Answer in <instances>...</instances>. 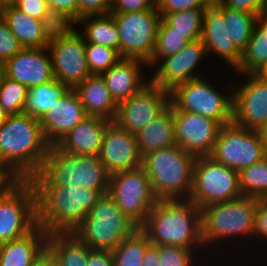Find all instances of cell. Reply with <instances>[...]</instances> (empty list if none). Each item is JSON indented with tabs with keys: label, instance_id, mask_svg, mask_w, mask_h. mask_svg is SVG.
I'll use <instances>...</instances> for the list:
<instances>
[{
	"label": "cell",
	"instance_id": "cell-30",
	"mask_svg": "<svg viewBox=\"0 0 267 266\" xmlns=\"http://www.w3.org/2000/svg\"><path fill=\"white\" fill-rule=\"evenodd\" d=\"M47 249L62 266H86L91 248L73 233H54L48 234Z\"/></svg>",
	"mask_w": 267,
	"mask_h": 266
},
{
	"label": "cell",
	"instance_id": "cell-57",
	"mask_svg": "<svg viewBox=\"0 0 267 266\" xmlns=\"http://www.w3.org/2000/svg\"><path fill=\"white\" fill-rule=\"evenodd\" d=\"M8 118V114L5 112L4 108L0 104V125L3 124Z\"/></svg>",
	"mask_w": 267,
	"mask_h": 266
},
{
	"label": "cell",
	"instance_id": "cell-3",
	"mask_svg": "<svg viewBox=\"0 0 267 266\" xmlns=\"http://www.w3.org/2000/svg\"><path fill=\"white\" fill-rule=\"evenodd\" d=\"M37 225L48 234L73 233L97 200L108 190L84 187L35 186Z\"/></svg>",
	"mask_w": 267,
	"mask_h": 266
},
{
	"label": "cell",
	"instance_id": "cell-20",
	"mask_svg": "<svg viewBox=\"0 0 267 266\" xmlns=\"http://www.w3.org/2000/svg\"><path fill=\"white\" fill-rule=\"evenodd\" d=\"M201 40L206 47L207 54L215 53V56L224 60L226 66L229 65L234 70L239 66L242 51L231 39L225 23L224 5L214 0L204 12Z\"/></svg>",
	"mask_w": 267,
	"mask_h": 266
},
{
	"label": "cell",
	"instance_id": "cell-15",
	"mask_svg": "<svg viewBox=\"0 0 267 266\" xmlns=\"http://www.w3.org/2000/svg\"><path fill=\"white\" fill-rule=\"evenodd\" d=\"M170 105V92L149 82L138 93L118 103L113 122L137 135Z\"/></svg>",
	"mask_w": 267,
	"mask_h": 266
},
{
	"label": "cell",
	"instance_id": "cell-29",
	"mask_svg": "<svg viewBox=\"0 0 267 266\" xmlns=\"http://www.w3.org/2000/svg\"><path fill=\"white\" fill-rule=\"evenodd\" d=\"M76 24H81L84 28L79 32L85 43L105 45L119 52V33L111 13L83 16L74 23L75 26Z\"/></svg>",
	"mask_w": 267,
	"mask_h": 266
},
{
	"label": "cell",
	"instance_id": "cell-9",
	"mask_svg": "<svg viewBox=\"0 0 267 266\" xmlns=\"http://www.w3.org/2000/svg\"><path fill=\"white\" fill-rule=\"evenodd\" d=\"M239 172L210 156L196 157L190 200L199 208L242 197Z\"/></svg>",
	"mask_w": 267,
	"mask_h": 266
},
{
	"label": "cell",
	"instance_id": "cell-27",
	"mask_svg": "<svg viewBox=\"0 0 267 266\" xmlns=\"http://www.w3.org/2000/svg\"><path fill=\"white\" fill-rule=\"evenodd\" d=\"M87 116H97L113 122L118 104L101 75L92 74L75 88Z\"/></svg>",
	"mask_w": 267,
	"mask_h": 266
},
{
	"label": "cell",
	"instance_id": "cell-50",
	"mask_svg": "<svg viewBox=\"0 0 267 266\" xmlns=\"http://www.w3.org/2000/svg\"><path fill=\"white\" fill-rule=\"evenodd\" d=\"M19 180L2 164H0V198Z\"/></svg>",
	"mask_w": 267,
	"mask_h": 266
},
{
	"label": "cell",
	"instance_id": "cell-47",
	"mask_svg": "<svg viewBox=\"0 0 267 266\" xmlns=\"http://www.w3.org/2000/svg\"><path fill=\"white\" fill-rule=\"evenodd\" d=\"M253 238L259 241H264L262 245L267 242V199L258 200L255 211V223Z\"/></svg>",
	"mask_w": 267,
	"mask_h": 266
},
{
	"label": "cell",
	"instance_id": "cell-5",
	"mask_svg": "<svg viewBox=\"0 0 267 266\" xmlns=\"http://www.w3.org/2000/svg\"><path fill=\"white\" fill-rule=\"evenodd\" d=\"M196 157L178 144L168 146L142 157L153 193L158 200L189 199Z\"/></svg>",
	"mask_w": 267,
	"mask_h": 266
},
{
	"label": "cell",
	"instance_id": "cell-25",
	"mask_svg": "<svg viewBox=\"0 0 267 266\" xmlns=\"http://www.w3.org/2000/svg\"><path fill=\"white\" fill-rule=\"evenodd\" d=\"M111 121L97 116H86L56 145L69 153L98 156L103 135Z\"/></svg>",
	"mask_w": 267,
	"mask_h": 266
},
{
	"label": "cell",
	"instance_id": "cell-49",
	"mask_svg": "<svg viewBox=\"0 0 267 266\" xmlns=\"http://www.w3.org/2000/svg\"><path fill=\"white\" fill-rule=\"evenodd\" d=\"M86 266H114L112 251L90 249Z\"/></svg>",
	"mask_w": 267,
	"mask_h": 266
},
{
	"label": "cell",
	"instance_id": "cell-1",
	"mask_svg": "<svg viewBox=\"0 0 267 266\" xmlns=\"http://www.w3.org/2000/svg\"><path fill=\"white\" fill-rule=\"evenodd\" d=\"M49 147L34 117L12 115L0 125V164L18 180H31L41 171Z\"/></svg>",
	"mask_w": 267,
	"mask_h": 266
},
{
	"label": "cell",
	"instance_id": "cell-39",
	"mask_svg": "<svg viewBox=\"0 0 267 266\" xmlns=\"http://www.w3.org/2000/svg\"><path fill=\"white\" fill-rule=\"evenodd\" d=\"M28 94V88L6 77L0 88V104L8 116L22 114Z\"/></svg>",
	"mask_w": 267,
	"mask_h": 266
},
{
	"label": "cell",
	"instance_id": "cell-12",
	"mask_svg": "<svg viewBox=\"0 0 267 266\" xmlns=\"http://www.w3.org/2000/svg\"><path fill=\"white\" fill-rule=\"evenodd\" d=\"M37 226V196L30 180H19L0 198V244L21 238Z\"/></svg>",
	"mask_w": 267,
	"mask_h": 266
},
{
	"label": "cell",
	"instance_id": "cell-4",
	"mask_svg": "<svg viewBox=\"0 0 267 266\" xmlns=\"http://www.w3.org/2000/svg\"><path fill=\"white\" fill-rule=\"evenodd\" d=\"M110 174L96 155H78L50 145L41 171L30 181L34 186L84 187L108 190Z\"/></svg>",
	"mask_w": 267,
	"mask_h": 266
},
{
	"label": "cell",
	"instance_id": "cell-58",
	"mask_svg": "<svg viewBox=\"0 0 267 266\" xmlns=\"http://www.w3.org/2000/svg\"><path fill=\"white\" fill-rule=\"evenodd\" d=\"M17 0H0L2 6L13 5Z\"/></svg>",
	"mask_w": 267,
	"mask_h": 266
},
{
	"label": "cell",
	"instance_id": "cell-53",
	"mask_svg": "<svg viewBox=\"0 0 267 266\" xmlns=\"http://www.w3.org/2000/svg\"><path fill=\"white\" fill-rule=\"evenodd\" d=\"M259 136L261 137L262 142L264 143V147L267 152V118L266 121L261 125L260 128L257 129Z\"/></svg>",
	"mask_w": 267,
	"mask_h": 266
},
{
	"label": "cell",
	"instance_id": "cell-34",
	"mask_svg": "<svg viewBox=\"0 0 267 266\" xmlns=\"http://www.w3.org/2000/svg\"><path fill=\"white\" fill-rule=\"evenodd\" d=\"M150 244L148 236L138 228L112 251L114 266H143V256Z\"/></svg>",
	"mask_w": 267,
	"mask_h": 266
},
{
	"label": "cell",
	"instance_id": "cell-26",
	"mask_svg": "<svg viewBox=\"0 0 267 266\" xmlns=\"http://www.w3.org/2000/svg\"><path fill=\"white\" fill-rule=\"evenodd\" d=\"M47 237L37 225L25 236L0 244V266H34L47 248Z\"/></svg>",
	"mask_w": 267,
	"mask_h": 266
},
{
	"label": "cell",
	"instance_id": "cell-56",
	"mask_svg": "<svg viewBox=\"0 0 267 266\" xmlns=\"http://www.w3.org/2000/svg\"><path fill=\"white\" fill-rule=\"evenodd\" d=\"M257 20L267 29V11L263 10L257 17Z\"/></svg>",
	"mask_w": 267,
	"mask_h": 266
},
{
	"label": "cell",
	"instance_id": "cell-21",
	"mask_svg": "<svg viewBox=\"0 0 267 266\" xmlns=\"http://www.w3.org/2000/svg\"><path fill=\"white\" fill-rule=\"evenodd\" d=\"M48 47L23 48L5 62L7 78L28 89L54 80Z\"/></svg>",
	"mask_w": 267,
	"mask_h": 266
},
{
	"label": "cell",
	"instance_id": "cell-13",
	"mask_svg": "<svg viewBox=\"0 0 267 266\" xmlns=\"http://www.w3.org/2000/svg\"><path fill=\"white\" fill-rule=\"evenodd\" d=\"M108 194L121 211L139 228L158 199L142 167L110 175Z\"/></svg>",
	"mask_w": 267,
	"mask_h": 266
},
{
	"label": "cell",
	"instance_id": "cell-55",
	"mask_svg": "<svg viewBox=\"0 0 267 266\" xmlns=\"http://www.w3.org/2000/svg\"><path fill=\"white\" fill-rule=\"evenodd\" d=\"M6 66L5 62L0 61V88L2 87L5 79H6Z\"/></svg>",
	"mask_w": 267,
	"mask_h": 266
},
{
	"label": "cell",
	"instance_id": "cell-38",
	"mask_svg": "<svg viewBox=\"0 0 267 266\" xmlns=\"http://www.w3.org/2000/svg\"><path fill=\"white\" fill-rule=\"evenodd\" d=\"M85 52L88 68L91 74L96 75L107 71L122 59L117 50L105 45L86 43Z\"/></svg>",
	"mask_w": 267,
	"mask_h": 266
},
{
	"label": "cell",
	"instance_id": "cell-35",
	"mask_svg": "<svg viewBox=\"0 0 267 266\" xmlns=\"http://www.w3.org/2000/svg\"><path fill=\"white\" fill-rule=\"evenodd\" d=\"M239 186L243 196L267 199V156L239 172Z\"/></svg>",
	"mask_w": 267,
	"mask_h": 266
},
{
	"label": "cell",
	"instance_id": "cell-14",
	"mask_svg": "<svg viewBox=\"0 0 267 266\" xmlns=\"http://www.w3.org/2000/svg\"><path fill=\"white\" fill-rule=\"evenodd\" d=\"M267 156L257 130L240 127L231 122L222 125L213 149L216 162L240 172Z\"/></svg>",
	"mask_w": 267,
	"mask_h": 266
},
{
	"label": "cell",
	"instance_id": "cell-54",
	"mask_svg": "<svg viewBox=\"0 0 267 266\" xmlns=\"http://www.w3.org/2000/svg\"><path fill=\"white\" fill-rule=\"evenodd\" d=\"M259 78L267 80V61L262 65V67L255 73Z\"/></svg>",
	"mask_w": 267,
	"mask_h": 266
},
{
	"label": "cell",
	"instance_id": "cell-31",
	"mask_svg": "<svg viewBox=\"0 0 267 266\" xmlns=\"http://www.w3.org/2000/svg\"><path fill=\"white\" fill-rule=\"evenodd\" d=\"M70 89L67 84L56 79L29 88L22 114L40 120L56 100L64 96Z\"/></svg>",
	"mask_w": 267,
	"mask_h": 266
},
{
	"label": "cell",
	"instance_id": "cell-22",
	"mask_svg": "<svg viewBox=\"0 0 267 266\" xmlns=\"http://www.w3.org/2000/svg\"><path fill=\"white\" fill-rule=\"evenodd\" d=\"M86 116L79 95L71 88L64 96L58 98L40 119L46 141L50 145L57 144Z\"/></svg>",
	"mask_w": 267,
	"mask_h": 266
},
{
	"label": "cell",
	"instance_id": "cell-36",
	"mask_svg": "<svg viewBox=\"0 0 267 266\" xmlns=\"http://www.w3.org/2000/svg\"><path fill=\"white\" fill-rule=\"evenodd\" d=\"M224 18L233 43L243 51L250 41L257 17L224 6Z\"/></svg>",
	"mask_w": 267,
	"mask_h": 266
},
{
	"label": "cell",
	"instance_id": "cell-2",
	"mask_svg": "<svg viewBox=\"0 0 267 266\" xmlns=\"http://www.w3.org/2000/svg\"><path fill=\"white\" fill-rule=\"evenodd\" d=\"M140 229L157 246L175 245L208 253L202 240L201 208L190 199L158 200ZM202 249H201V248ZM201 252H199V250Z\"/></svg>",
	"mask_w": 267,
	"mask_h": 266
},
{
	"label": "cell",
	"instance_id": "cell-48",
	"mask_svg": "<svg viewBox=\"0 0 267 266\" xmlns=\"http://www.w3.org/2000/svg\"><path fill=\"white\" fill-rule=\"evenodd\" d=\"M112 0H79V18L111 13Z\"/></svg>",
	"mask_w": 267,
	"mask_h": 266
},
{
	"label": "cell",
	"instance_id": "cell-32",
	"mask_svg": "<svg viewBox=\"0 0 267 266\" xmlns=\"http://www.w3.org/2000/svg\"><path fill=\"white\" fill-rule=\"evenodd\" d=\"M267 61V29L257 20L247 47L235 72L239 75L255 74Z\"/></svg>",
	"mask_w": 267,
	"mask_h": 266
},
{
	"label": "cell",
	"instance_id": "cell-16",
	"mask_svg": "<svg viewBox=\"0 0 267 266\" xmlns=\"http://www.w3.org/2000/svg\"><path fill=\"white\" fill-rule=\"evenodd\" d=\"M206 55L201 39L189 42L180 52L161 58L153 66L150 82L170 92L177 85L202 77L195 69Z\"/></svg>",
	"mask_w": 267,
	"mask_h": 266
},
{
	"label": "cell",
	"instance_id": "cell-7",
	"mask_svg": "<svg viewBox=\"0 0 267 266\" xmlns=\"http://www.w3.org/2000/svg\"><path fill=\"white\" fill-rule=\"evenodd\" d=\"M138 228L106 193L97 200L73 234L91 249L113 251Z\"/></svg>",
	"mask_w": 267,
	"mask_h": 266
},
{
	"label": "cell",
	"instance_id": "cell-37",
	"mask_svg": "<svg viewBox=\"0 0 267 266\" xmlns=\"http://www.w3.org/2000/svg\"><path fill=\"white\" fill-rule=\"evenodd\" d=\"M189 43L182 34L173 32V28L169 27L162 19L158 27L155 48L153 56L147 63L149 68L168 55L180 52Z\"/></svg>",
	"mask_w": 267,
	"mask_h": 266
},
{
	"label": "cell",
	"instance_id": "cell-43",
	"mask_svg": "<svg viewBox=\"0 0 267 266\" xmlns=\"http://www.w3.org/2000/svg\"><path fill=\"white\" fill-rule=\"evenodd\" d=\"M213 0H156L160 14L174 13L190 9H206Z\"/></svg>",
	"mask_w": 267,
	"mask_h": 266
},
{
	"label": "cell",
	"instance_id": "cell-18",
	"mask_svg": "<svg viewBox=\"0 0 267 266\" xmlns=\"http://www.w3.org/2000/svg\"><path fill=\"white\" fill-rule=\"evenodd\" d=\"M242 77L246 78V83L232 91V122L243 128L257 130L267 118V80L255 74Z\"/></svg>",
	"mask_w": 267,
	"mask_h": 266
},
{
	"label": "cell",
	"instance_id": "cell-59",
	"mask_svg": "<svg viewBox=\"0 0 267 266\" xmlns=\"http://www.w3.org/2000/svg\"><path fill=\"white\" fill-rule=\"evenodd\" d=\"M3 18V6L0 4V20Z\"/></svg>",
	"mask_w": 267,
	"mask_h": 266
},
{
	"label": "cell",
	"instance_id": "cell-51",
	"mask_svg": "<svg viewBox=\"0 0 267 266\" xmlns=\"http://www.w3.org/2000/svg\"><path fill=\"white\" fill-rule=\"evenodd\" d=\"M143 266H160L159 246L150 244L143 256Z\"/></svg>",
	"mask_w": 267,
	"mask_h": 266
},
{
	"label": "cell",
	"instance_id": "cell-42",
	"mask_svg": "<svg viewBox=\"0 0 267 266\" xmlns=\"http://www.w3.org/2000/svg\"><path fill=\"white\" fill-rule=\"evenodd\" d=\"M22 49L23 46L2 18L0 20V61L6 62Z\"/></svg>",
	"mask_w": 267,
	"mask_h": 266
},
{
	"label": "cell",
	"instance_id": "cell-10",
	"mask_svg": "<svg viewBox=\"0 0 267 266\" xmlns=\"http://www.w3.org/2000/svg\"><path fill=\"white\" fill-rule=\"evenodd\" d=\"M85 39L73 25L54 29L48 49L52 60L54 79L75 88L91 76L87 65Z\"/></svg>",
	"mask_w": 267,
	"mask_h": 266
},
{
	"label": "cell",
	"instance_id": "cell-24",
	"mask_svg": "<svg viewBox=\"0 0 267 266\" xmlns=\"http://www.w3.org/2000/svg\"><path fill=\"white\" fill-rule=\"evenodd\" d=\"M146 66L148 68L147 63L142 60L122 58L100 74L117 104L138 93L150 82L149 77L145 79L143 76L146 71L144 73L142 67Z\"/></svg>",
	"mask_w": 267,
	"mask_h": 266
},
{
	"label": "cell",
	"instance_id": "cell-6",
	"mask_svg": "<svg viewBox=\"0 0 267 266\" xmlns=\"http://www.w3.org/2000/svg\"><path fill=\"white\" fill-rule=\"evenodd\" d=\"M258 200L242 196L231 201L201 207L202 240L208 253L210 248L212 250L217 245L216 249L219 250L218 247H221V250V243L226 245L228 241L236 242L239 238L244 241H247L246 238L249 241L250 237L253 239Z\"/></svg>",
	"mask_w": 267,
	"mask_h": 266
},
{
	"label": "cell",
	"instance_id": "cell-19",
	"mask_svg": "<svg viewBox=\"0 0 267 266\" xmlns=\"http://www.w3.org/2000/svg\"><path fill=\"white\" fill-rule=\"evenodd\" d=\"M99 159L111 175L142 165L136 135L111 122L103 135Z\"/></svg>",
	"mask_w": 267,
	"mask_h": 266
},
{
	"label": "cell",
	"instance_id": "cell-60",
	"mask_svg": "<svg viewBox=\"0 0 267 266\" xmlns=\"http://www.w3.org/2000/svg\"><path fill=\"white\" fill-rule=\"evenodd\" d=\"M264 10L267 11V0H264Z\"/></svg>",
	"mask_w": 267,
	"mask_h": 266
},
{
	"label": "cell",
	"instance_id": "cell-28",
	"mask_svg": "<svg viewBox=\"0 0 267 266\" xmlns=\"http://www.w3.org/2000/svg\"><path fill=\"white\" fill-rule=\"evenodd\" d=\"M136 138L141 157L156 150L176 145L172 106L169 105L147 126L141 129Z\"/></svg>",
	"mask_w": 267,
	"mask_h": 266
},
{
	"label": "cell",
	"instance_id": "cell-44",
	"mask_svg": "<svg viewBox=\"0 0 267 266\" xmlns=\"http://www.w3.org/2000/svg\"><path fill=\"white\" fill-rule=\"evenodd\" d=\"M13 5L35 19L57 21L50 12L46 0H17Z\"/></svg>",
	"mask_w": 267,
	"mask_h": 266
},
{
	"label": "cell",
	"instance_id": "cell-40",
	"mask_svg": "<svg viewBox=\"0 0 267 266\" xmlns=\"http://www.w3.org/2000/svg\"><path fill=\"white\" fill-rule=\"evenodd\" d=\"M191 249L175 245H160V266H197L203 258ZM199 262V263H198ZM202 266L204 265L201 264Z\"/></svg>",
	"mask_w": 267,
	"mask_h": 266
},
{
	"label": "cell",
	"instance_id": "cell-17",
	"mask_svg": "<svg viewBox=\"0 0 267 266\" xmlns=\"http://www.w3.org/2000/svg\"><path fill=\"white\" fill-rule=\"evenodd\" d=\"M176 143L195 157L210 156L213 152L221 125L200 114L173 111Z\"/></svg>",
	"mask_w": 267,
	"mask_h": 266
},
{
	"label": "cell",
	"instance_id": "cell-52",
	"mask_svg": "<svg viewBox=\"0 0 267 266\" xmlns=\"http://www.w3.org/2000/svg\"><path fill=\"white\" fill-rule=\"evenodd\" d=\"M34 266H62L59 260L46 248Z\"/></svg>",
	"mask_w": 267,
	"mask_h": 266
},
{
	"label": "cell",
	"instance_id": "cell-41",
	"mask_svg": "<svg viewBox=\"0 0 267 266\" xmlns=\"http://www.w3.org/2000/svg\"><path fill=\"white\" fill-rule=\"evenodd\" d=\"M54 18L61 25H74L79 19V0H46Z\"/></svg>",
	"mask_w": 267,
	"mask_h": 266
},
{
	"label": "cell",
	"instance_id": "cell-8",
	"mask_svg": "<svg viewBox=\"0 0 267 266\" xmlns=\"http://www.w3.org/2000/svg\"><path fill=\"white\" fill-rule=\"evenodd\" d=\"M192 79L170 91L173 111L200 114L216 120L221 126L232 122L233 93L218 90L207 78ZM205 79V80H204ZM222 92V93H221ZM224 93V94H223Z\"/></svg>",
	"mask_w": 267,
	"mask_h": 266
},
{
	"label": "cell",
	"instance_id": "cell-33",
	"mask_svg": "<svg viewBox=\"0 0 267 266\" xmlns=\"http://www.w3.org/2000/svg\"><path fill=\"white\" fill-rule=\"evenodd\" d=\"M205 9H190L174 13L160 14L161 19L173 32L182 34L189 42L201 39Z\"/></svg>",
	"mask_w": 267,
	"mask_h": 266
},
{
	"label": "cell",
	"instance_id": "cell-11",
	"mask_svg": "<svg viewBox=\"0 0 267 266\" xmlns=\"http://www.w3.org/2000/svg\"><path fill=\"white\" fill-rule=\"evenodd\" d=\"M119 33L121 58L139 59L146 63L153 56L161 15L157 8L150 10L111 13Z\"/></svg>",
	"mask_w": 267,
	"mask_h": 266
},
{
	"label": "cell",
	"instance_id": "cell-46",
	"mask_svg": "<svg viewBox=\"0 0 267 266\" xmlns=\"http://www.w3.org/2000/svg\"><path fill=\"white\" fill-rule=\"evenodd\" d=\"M230 9L254 14L258 17L264 10V0H214Z\"/></svg>",
	"mask_w": 267,
	"mask_h": 266
},
{
	"label": "cell",
	"instance_id": "cell-23",
	"mask_svg": "<svg viewBox=\"0 0 267 266\" xmlns=\"http://www.w3.org/2000/svg\"><path fill=\"white\" fill-rule=\"evenodd\" d=\"M3 20L23 48L48 46L54 29L61 26L58 21H43L28 16L14 5L3 6Z\"/></svg>",
	"mask_w": 267,
	"mask_h": 266
},
{
	"label": "cell",
	"instance_id": "cell-45",
	"mask_svg": "<svg viewBox=\"0 0 267 266\" xmlns=\"http://www.w3.org/2000/svg\"><path fill=\"white\" fill-rule=\"evenodd\" d=\"M156 8V0H112L111 13H128Z\"/></svg>",
	"mask_w": 267,
	"mask_h": 266
}]
</instances>
